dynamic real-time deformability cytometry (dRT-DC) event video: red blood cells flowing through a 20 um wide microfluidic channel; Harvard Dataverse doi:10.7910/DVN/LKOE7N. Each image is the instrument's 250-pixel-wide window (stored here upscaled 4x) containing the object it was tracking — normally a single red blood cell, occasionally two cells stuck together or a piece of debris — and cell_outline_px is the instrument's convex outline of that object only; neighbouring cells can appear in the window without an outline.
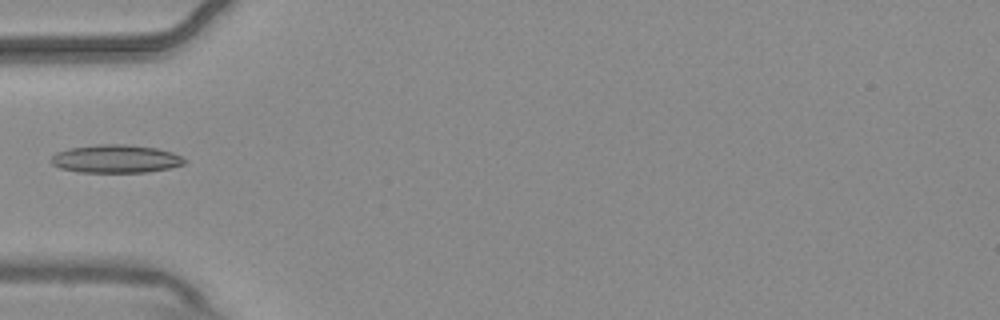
{"species": "common noctule bat (a hibernating species)", "species_latin": "Nyctalus noctula", "temperature_condition": "warm", "stored_images_in_passage": 6, "camera_frame_rate_fps": 3000, "um_per_image_px": 0.085, "animal": {"sex": "male", "body_mass_g": 20.4}, "frame": {"image": 1, "passage_image": 6, "time_ms": 1.667, "image_size_px": [1000, 320], "cell_outline_px": [[188, 160], [184, 164], [168, 168], [148, 172], [80, 172], [60, 168], [52, 164], [52, 156], [56, 152], [68, 148], [100, 144], [128, 144], [156, 148], [172, 152]], "centroid_in_image_um": [9.85, 13.49], "position_along_channel_um": 75.2, "area_um2": 21.85}}